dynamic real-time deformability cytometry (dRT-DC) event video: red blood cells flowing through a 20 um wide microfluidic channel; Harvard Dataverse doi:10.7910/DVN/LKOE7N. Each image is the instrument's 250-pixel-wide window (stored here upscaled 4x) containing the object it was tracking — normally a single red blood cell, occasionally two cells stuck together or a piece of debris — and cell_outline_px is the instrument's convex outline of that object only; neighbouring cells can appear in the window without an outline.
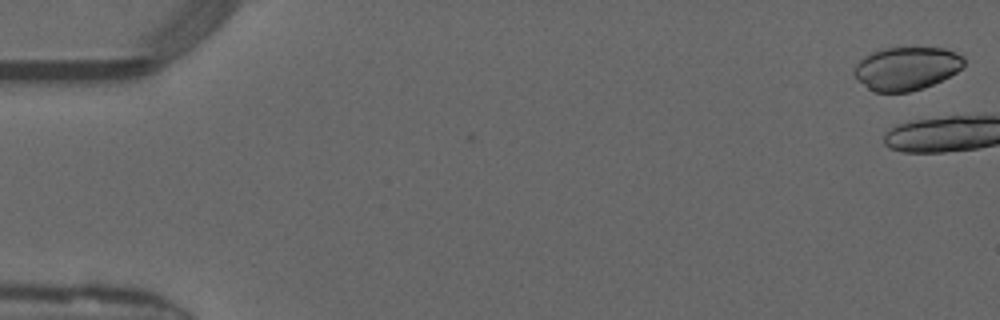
{"species": "common noctule bat (a hibernating species)", "species_latin": "Nyctalus noctula", "temperature_condition": "warm", "stored_images_in_passage": 2, "camera_frame_rate_fps": 3000, "um_per_image_px": 0.085, "animal": {"sex": "male", "forearm_length_mm": 52.5}, "frame": {"image": 1, "passage_image": 2, "time_ms": 0.333, "image_size_px": [1000, 320], "cell_outline_px": [[964, 64], [956, 72], [924, 88], [908, 92], [872, 92], [856, 80], [852, 72], [852, 68], [864, 56], [872, 52], [884, 48], [944, 48], [956, 52], [964, 56]], "centroid_in_image_um": [76.99, 5.82], "position_along_channel_um": 8.0, "area_um2": 27.8}}